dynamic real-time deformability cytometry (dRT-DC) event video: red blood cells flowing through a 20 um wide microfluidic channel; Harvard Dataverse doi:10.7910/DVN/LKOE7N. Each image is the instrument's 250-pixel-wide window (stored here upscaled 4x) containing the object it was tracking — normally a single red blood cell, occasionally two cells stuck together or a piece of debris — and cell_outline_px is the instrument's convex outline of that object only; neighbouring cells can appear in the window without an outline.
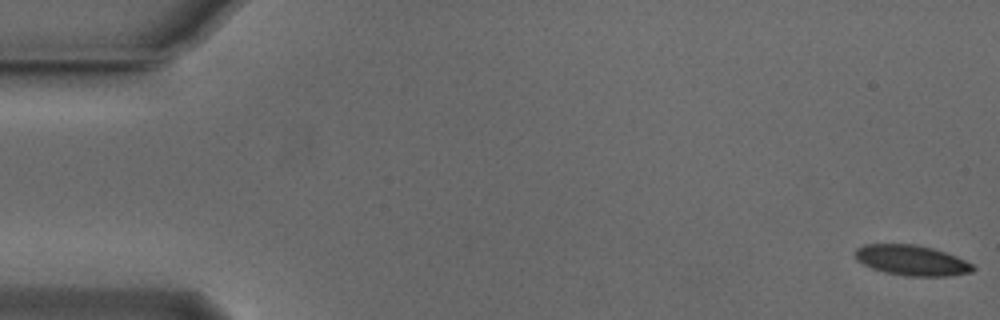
{"species": "Egyptian fruit bat (a non-hibernating species)", "species_latin": "Rousettus aegyptiacus", "temperature_condition": "cold", "stored_images_in_passage": 6, "camera_frame_rate_fps": 3000, "um_per_image_px": 0.085, "animal": {"sex": "male"}, "frame": {"image": 1, "passage_image": 1, "time_ms": 0.0, "image_size_px": [1000, 320], "cell_outline_px": [[976, 268], [972, 272], [948, 276], [904, 276], [884, 272], [872, 268], [856, 260], [856, 248], [864, 244], [916, 244], [932, 248], [956, 256], [972, 264]], "centroid_in_image_um": [77.49, 22.13], "position_along_channel_um": 7.5, "area_um2": 20.81}}